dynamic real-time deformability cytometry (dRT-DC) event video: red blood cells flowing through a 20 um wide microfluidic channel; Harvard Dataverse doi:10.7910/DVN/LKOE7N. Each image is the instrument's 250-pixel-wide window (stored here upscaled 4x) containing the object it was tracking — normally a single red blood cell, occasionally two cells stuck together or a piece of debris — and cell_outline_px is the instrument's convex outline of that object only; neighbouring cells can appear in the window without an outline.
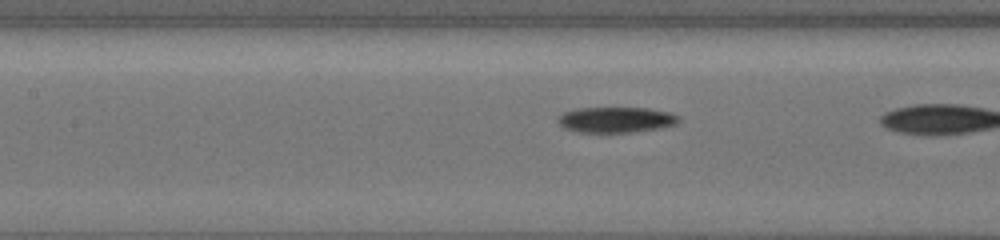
{"species": "common noctule bat (a hibernating species)", "species_latin": "Nyctalus noctula", "temperature_condition": "cold", "stored_images_in_passage": 31, "segment_of_instrument_passage": [2, 2], "camera_frame_rate_fps": 3000, "um_per_image_px": 0.085, "animal": {"sex": "female", "body_mass_g": 19.5, "forearm_length_mm": 54.1}, "frame": {"image": 1, "passage_image": 28, "time_ms": 9.0, "image_size_px": [1000, 240], "cell_outline_px": [[680, 120], [676, 124], [656, 128], [632, 132], [576, 132], [564, 128], [556, 120], [564, 112], [576, 108], [648, 108], [668, 112], [676, 116]], "centroid_in_image_um": [52.3, 10.17], "position_along_channel_um": 155.1, "area_um2": 17.8}}